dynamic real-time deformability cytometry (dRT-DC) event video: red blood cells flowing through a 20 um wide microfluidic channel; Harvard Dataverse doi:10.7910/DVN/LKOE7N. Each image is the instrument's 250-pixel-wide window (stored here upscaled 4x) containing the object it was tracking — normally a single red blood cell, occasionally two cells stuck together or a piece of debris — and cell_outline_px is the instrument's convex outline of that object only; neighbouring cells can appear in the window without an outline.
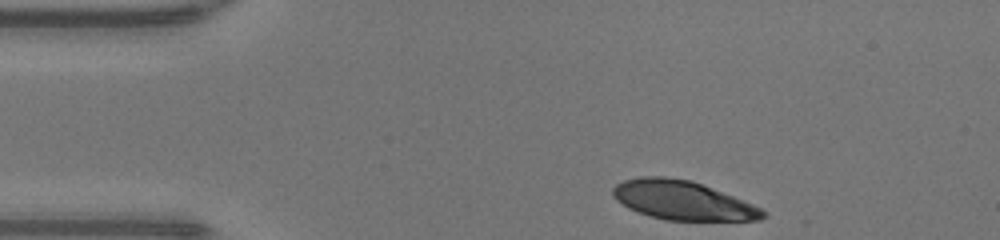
{"species": "human", "species_latin": "Homo sapiens", "temperature_condition": "warm", "stored_images_in_passage": 32, "camera_frame_rate_fps": 3000, "um_per_image_px": 0.085, "donor": {"sex": "male"}, "frame": {"image": 1, "passage_image": 1, "time_ms": 0.0, "image_size_px": [1000, 240], "cell_outline_px": [[768, 216], [760, 220], [664, 220], [636, 212], [628, 208], [616, 200], [612, 196], [612, 188], [616, 184], [624, 180], [640, 176], [664, 176], [692, 180], [752, 204], [760, 208]], "centroid_in_image_um": [57.96, 17.02], "position_along_channel_um": 27.0, "area_um2": 34.04}}
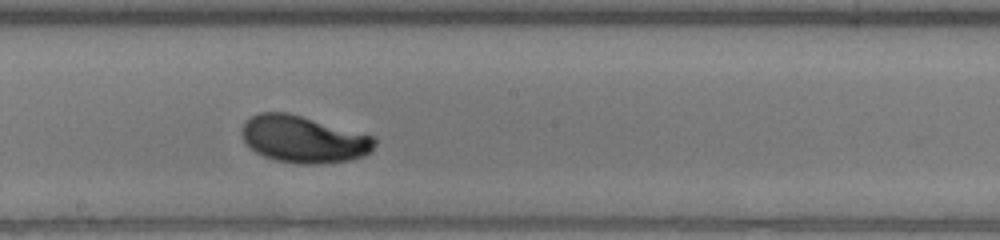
{"frame": {"image": 2, "passage_image": 19, "time_ms": 6.0, "image_size_px": [1000, 240], "cell_outline_px": [[376, 144], [372, 152], [364, 156], [348, 160], [316, 164], [296, 164], [276, 160], [264, 156], [256, 152], [244, 140], [240, 132], [244, 124], [252, 116], [260, 112], [288, 112], [372, 136], [376, 140]], "centroid_in_image_um": [25.8, 11.84], "position_along_channel_um": 222.4, "area_um2": 36.07}}
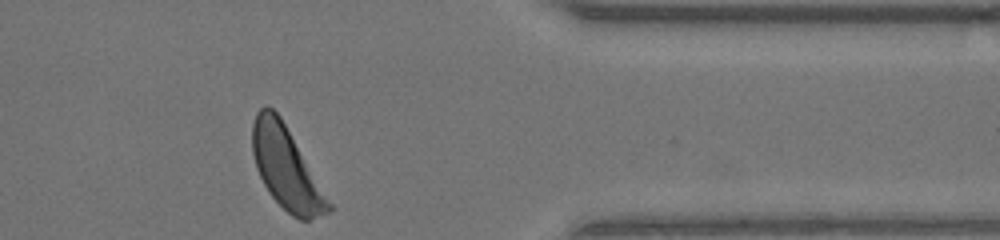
{"frame": {"image": 3, "passage_image": 32, "time_ms": 10.333, "image_size_px": [1000, 240], "cell_outline_px": [[332, 212], [308, 220], [300, 220], [292, 216], [268, 192], [256, 168], [252, 152], [252, 124], [256, 112], [260, 108], [268, 104], [280, 116], [332, 204]], "centroid_in_image_um": [24.32, 14.28], "position_along_channel_um": 387.1, "area_um2": 36.01}, "authors_computed_cell_mechanics": {"area_um2": 35.8938, "velocity_mm_per_s": 4.2807, "shape_relaxation_time_tau1_ms": 3.4919, "shape_relaxation_time_tau2_ms": null, "deformation_change_tau1": 0.1863, "deformation_change_tau2": null}}